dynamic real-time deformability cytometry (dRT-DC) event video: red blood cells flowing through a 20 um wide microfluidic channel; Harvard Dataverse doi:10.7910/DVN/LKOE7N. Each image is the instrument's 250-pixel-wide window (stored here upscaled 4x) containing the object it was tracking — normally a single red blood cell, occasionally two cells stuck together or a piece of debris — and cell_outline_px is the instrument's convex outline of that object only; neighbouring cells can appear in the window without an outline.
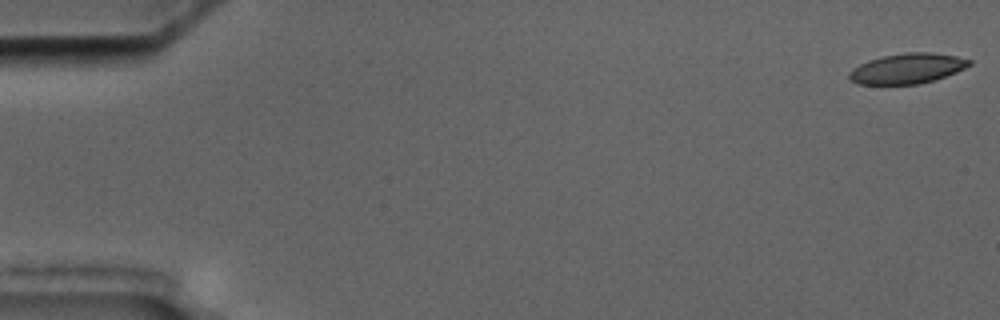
{"species": "common noctule bat (a hibernating species)", "species_latin": "Nyctalus noctula", "temperature_condition": "cold", "stored_images_in_passage": 6, "camera_frame_rate_fps": 3000, "um_per_image_px": 0.085, "animal": {"sex": "male", "body_mass_g": 17.5, "forearm_length_mm": 52.3}, "frame": {"image": 1, "passage_image": 1, "time_ms": 0.0, "image_size_px": [1000, 320], "cell_outline_px": [[972, 64], [956, 72], [936, 80], [920, 84], [856, 84], [848, 76], [848, 72], [852, 68], [868, 60], [880, 56], [908, 52], [932, 52], [956, 56], [972, 60]], "centroid_in_image_um": [77.12, 5.82], "position_along_channel_um": 7.9, "area_um2": 21.33}}